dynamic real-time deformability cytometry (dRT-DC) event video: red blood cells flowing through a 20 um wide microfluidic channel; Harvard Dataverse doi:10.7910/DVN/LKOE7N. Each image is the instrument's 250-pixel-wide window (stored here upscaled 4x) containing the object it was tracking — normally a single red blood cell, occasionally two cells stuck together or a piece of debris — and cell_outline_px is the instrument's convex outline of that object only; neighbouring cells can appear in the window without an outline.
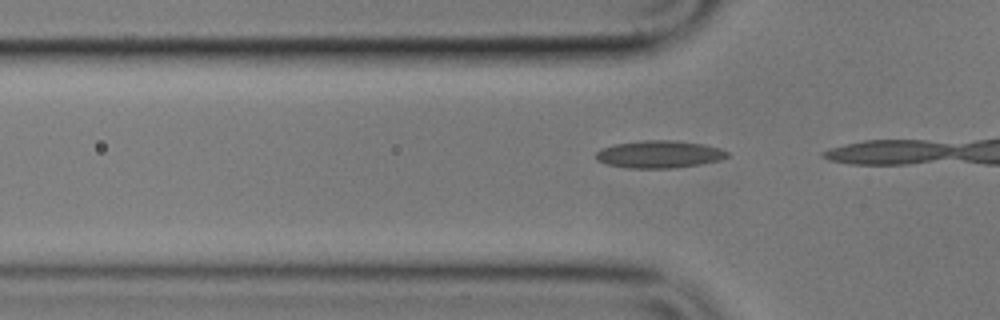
{"species": "common noctule bat (a hibernating species)", "species_latin": "Nyctalus noctula", "temperature_condition": "cold", "stored_images_in_passage": 5, "camera_frame_rate_fps": 3000, "um_per_image_px": 0.085, "animal": {"sex": "male", "body_mass_g": 17.9}, "frame": {"image": 1, "passage_image": 3, "time_ms": 0.667, "image_size_px": [1000, 320], "cell_outline_px": [[728, 156], [720, 160], [700, 164], [676, 168], [628, 168], [608, 164], [596, 160], [596, 152], [600, 148], [616, 144], [644, 140], [668, 140], [704, 144], [720, 148], [728, 152]], "centroid_in_image_um": [56.03, 13.12], "position_along_channel_um": 69.8, "area_um2": 20.92}}